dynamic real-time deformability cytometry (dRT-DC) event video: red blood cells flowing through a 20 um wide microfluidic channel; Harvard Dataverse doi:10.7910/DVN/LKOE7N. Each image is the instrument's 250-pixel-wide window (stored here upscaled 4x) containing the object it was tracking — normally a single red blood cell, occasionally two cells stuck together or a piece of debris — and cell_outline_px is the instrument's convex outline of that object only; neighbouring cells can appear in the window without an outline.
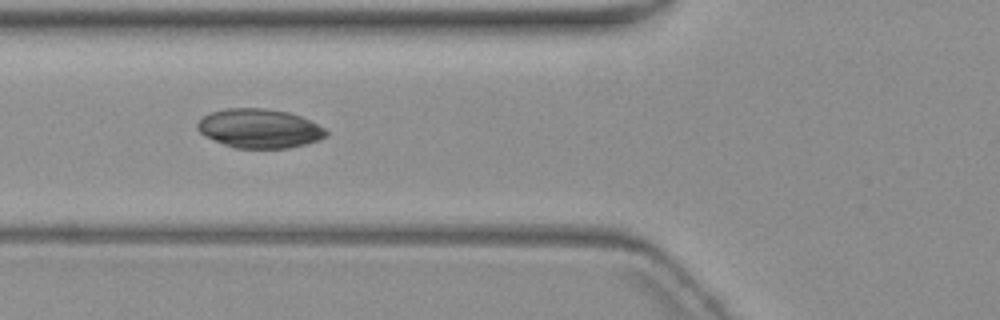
{"species": "common noctule bat (a hibernating species)", "species_latin": "Nyctalus noctula", "temperature_condition": "warm", "stored_images_in_passage": 6, "camera_frame_rate_fps": 3000, "um_per_image_px": 0.085, "animal": {"sex": "female", "body_mass_g": 19.3, "forearm_length_mm": 54.1}, "frame": {"image": 1, "passage_image": 6, "time_ms": 6.0, "image_size_px": [1000, 320], "cell_outline_px": [[328, 136], [320, 140], [288, 148], [232, 148], [204, 136], [196, 128], [196, 124], [204, 116], [212, 112], [224, 108], [264, 108], [288, 112], [300, 116], [324, 128], [328, 132]], "centroid_in_image_um": [22.03, 10.92], "position_along_channel_um": 103.8, "area_um2": 29.36}}